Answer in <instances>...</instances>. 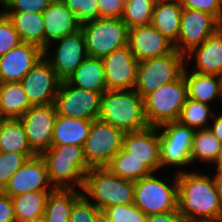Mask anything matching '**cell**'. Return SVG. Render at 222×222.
<instances>
[{
	"label": "cell",
	"instance_id": "11",
	"mask_svg": "<svg viewBox=\"0 0 222 222\" xmlns=\"http://www.w3.org/2000/svg\"><path fill=\"white\" fill-rule=\"evenodd\" d=\"M220 28L221 23L213 15L196 9L183 8L178 39L173 44L174 49L186 55Z\"/></svg>",
	"mask_w": 222,
	"mask_h": 222
},
{
	"label": "cell",
	"instance_id": "9",
	"mask_svg": "<svg viewBox=\"0 0 222 222\" xmlns=\"http://www.w3.org/2000/svg\"><path fill=\"white\" fill-rule=\"evenodd\" d=\"M124 132L110 123L94 119L89 135L83 144L87 164L92 167H106L114 155L122 149Z\"/></svg>",
	"mask_w": 222,
	"mask_h": 222
},
{
	"label": "cell",
	"instance_id": "17",
	"mask_svg": "<svg viewBox=\"0 0 222 222\" xmlns=\"http://www.w3.org/2000/svg\"><path fill=\"white\" fill-rule=\"evenodd\" d=\"M58 43L55 54L50 57L44 52L45 58L56 71L61 81L66 80L88 56L85 39L81 30L66 35L55 41Z\"/></svg>",
	"mask_w": 222,
	"mask_h": 222
},
{
	"label": "cell",
	"instance_id": "25",
	"mask_svg": "<svg viewBox=\"0 0 222 222\" xmlns=\"http://www.w3.org/2000/svg\"><path fill=\"white\" fill-rule=\"evenodd\" d=\"M66 81L75 87L102 94L107 90L102 59L87 56Z\"/></svg>",
	"mask_w": 222,
	"mask_h": 222
},
{
	"label": "cell",
	"instance_id": "38",
	"mask_svg": "<svg viewBox=\"0 0 222 222\" xmlns=\"http://www.w3.org/2000/svg\"><path fill=\"white\" fill-rule=\"evenodd\" d=\"M112 222H146L147 215L132 204L107 207L103 211Z\"/></svg>",
	"mask_w": 222,
	"mask_h": 222
},
{
	"label": "cell",
	"instance_id": "3",
	"mask_svg": "<svg viewBox=\"0 0 222 222\" xmlns=\"http://www.w3.org/2000/svg\"><path fill=\"white\" fill-rule=\"evenodd\" d=\"M99 119L124 133L149 127L144 112V99L134 89L104 91L101 94Z\"/></svg>",
	"mask_w": 222,
	"mask_h": 222
},
{
	"label": "cell",
	"instance_id": "4",
	"mask_svg": "<svg viewBox=\"0 0 222 222\" xmlns=\"http://www.w3.org/2000/svg\"><path fill=\"white\" fill-rule=\"evenodd\" d=\"M135 185L112 173L107 167H92L85 176L83 195L100 211L107 207L132 204ZM90 197V198H89Z\"/></svg>",
	"mask_w": 222,
	"mask_h": 222
},
{
	"label": "cell",
	"instance_id": "52",
	"mask_svg": "<svg viewBox=\"0 0 222 222\" xmlns=\"http://www.w3.org/2000/svg\"><path fill=\"white\" fill-rule=\"evenodd\" d=\"M216 222H222V217H220Z\"/></svg>",
	"mask_w": 222,
	"mask_h": 222
},
{
	"label": "cell",
	"instance_id": "45",
	"mask_svg": "<svg viewBox=\"0 0 222 222\" xmlns=\"http://www.w3.org/2000/svg\"><path fill=\"white\" fill-rule=\"evenodd\" d=\"M146 222H187L185 218L181 217L176 211L166 213H158L147 215Z\"/></svg>",
	"mask_w": 222,
	"mask_h": 222
},
{
	"label": "cell",
	"instance_id": "24",
	"mask_svg": "<svg viewBox=\"0 0 222 222\" xmlns=\"http://www.w3.org/2000/svg\"><path fill=\"white\" fill-rule=\"evenodd\" d=\"M185 67L183 75L187 84L188 98L210 105L213 100L222 99V77L218 75L188 73ZM219 98V99H218Z\"/></svg>",
	"mask_w": 222,
	"mask_h": 222
},
{
	"label": "cell",
	"instance_id": "14",
	"mask_svg": "<svg viewBox=\"0 0 222 222\" xmlns=\"http://www.w3.org/2000/svg\"><path fill=\"white\" fill-rule=\"evenodd\" d=\"M57 115L56 106L52 103L32 106L19 118L24 125L30 147L38 155L51 146Z\"/></svg>",
	"mask_w": 222,
	"mask_h": 222
},
{
	"label": "cell",
	"instance_id": "43",
	"mask_svg": "<svg viewBox=\"0 0 222 222\" xmlns=\"http://www.w3.org/2000/svg\"><path fill=\"white\" fill-rule=\"evenodd\" d=\"M127 0H97L100 18H121Z\"/></svg>",
	"mask_w": 222,
	"mask_h": 222
},
{
	"label": "cell",
	"instance_id": "13",
	"mask_svg": "<svg viewBox=\"0 0 222 222\" xmlns=\"http://www.w3.org/2000/svg\"><path fill=\"white\" fill-rule=\"evenodd\" d=\"M20 82L30 103L38 106L55 102L61 80L49 61L43 56Z\"/></svg>",
	"mask_w": 222,
	"mask_h": 222
},
{
	"label": "cell",
	"instance_id": "34",
	"mask_svg": "<svg viewBox=\"0 0 222 222\" xmlns=\"http://www.w3.org/2000/svg\"><path fill=\"white\" fill-rule=\"evenodd\" d=\"M157 0H127L121 19L128 29L149 25Z\"/></svg>",
	"mask_w": 222,
	"mask_h": 222
},
{
	"label": "cell",
	"instance_id": "44",
	"mask_svg": "<svg viewBox=\"0 0 222 222\" xmlns=\"http://www.w3.org/2000/svg\"><path fill=\"white\" fill-rule=\"evenodd\" d=\"M0 222H16L12 199L2 191H0Z\"/></svg>",
	"mask_w": 222,
	"mask_h": 222
},
{
	"label": "cell",
	"instance_id": "27",
	"mask_svg": "<svg viewBox=\"0 0 222 222\" xmlns=\"http://www.w3.org/2000/svg\"><path fill=\"white\" fill-rule=\"evenodd\" d=\"M12 21L22 42L31 43L44 50L45 26L42 13L3 12Z\"/></svg>",
	"mask_w": 222,
	"mask_h": 222
},
{
	"label": "cell",
	"instance_id": "50",
	"mask_svg": "<svg viewBox=\"0 0 222 222\" xmlns=\"http://www.w3.org/2000/svg\"><path fill=\"white\" fill-rule=\"evenodd\" d=\"M16 222H46V219L44 217V215L40 216V217H37V218H34V219H31V220H21V221H16Z\"/></svg>",
	"mask_w": 222,
	"mask_h": 222
},
{
	"label": "cell",
	"instance_id": "35",
	"mask_svg": "<svg viewBox=\"0 0 222 222\" xmlns=\"http://www.w3.org/2000/svg\"><path fill=\"white\" fill-rule=\"evenodd\" d=\"M210 114L212 112L208 104L187 98L177 121L194 130L207 129L209 128L207 124Z\"/></svg>",
	"mask_w": 222,
	"mask_h": 222
},
{
	"label": "cell",
	"instance_id": "33",
	"mask_svg": "<svg viewBox=\"0 0 222 222\" xmlns=\"http://www.w3.org/2000/svg\"><path fill=\"white\" fill-rule=\"evenodd\" d=\"M222 143L207 129L195 130L190 158L191 163L195 160L211 163L217 159Z\"/></svg>",
	"mask_w": 222,
	"mask_h": 222
},
{
	"label": "cell",
	"instance_id": "51",
	"mask_svg": "<svg viewBox=\"0 0 222 222\" xmlns=\"http://www.w3.org/2000/svg\"><path fill=\"white\" fill-rule=\"evenodd\" d=\"M8 0H0V4L2 5V7L5 5V3L7 2Z\"/></svg>",
	"mask_w": 222,
	"mask_h": 222
},
{
	"label": "cell",
	"instance_id": "16",
	"mask_svg": "<svg viewBox=\"0 0 222 222\" xmlns=\"http://www.w3.org/2000/svg\"><path fill=\"white\" fill-rule=\"evenodd\" d=\"M53 190L48 180L45 161L40 155H36L22 165L1 191L14 197L28 192H52Z\"/></svg>",
	"mask_w": 222,
	"mask_h": 222
},
{
	"label": "cell",
	"instance_id": "12",
	"mask_svg": "<svg viewBox=\"0 0 222 222\" xmlns=\"http://www.w3.org/2000/svg\"><path fill=\"white\" fill-rule=\"evenodd\" d=\"M164 128V129H163ZM161 167L185 166L191 163L190 152L195 130L178 121L168 122L158 127Z\"/></svg>",
	"mask_w": 222,
	"mask_h": 222
},
{
	"label": "cell",
	"instance_id": "21",
	"mask_svg": "<svg viewBox=\"0 0 222 222\" xmlns=\"http://www.w3.org/2000/svg\"><path fill=\"white\" fill-rule=\"evenodd\" d=\"M42 15L45 26L44 52H49L52 42L80 30L75 14L61 0H52Z\"/></svg>",
	"mask_w": 222,
	"mask_h": 222
},
{
	"label": "cell",
	"instance_id": "47",
	"mask_svg": "<svg viewBox=\"0 0 222 222\" xmlns=\"http://www.w3.org/2000/svg\"><path fill=\"white\" fill-rule=\"evenodd\" d=\"M214 163H216V170H217V172L215 173V176L217 178H222V145H221L218 157L214 161Z\"/></svg>",
	"mask_w": 222,
	"mask_h": 222
},
{
	"label": "cell",
	"instance_id": "46",
	"mask_svg": "<svg viewBox=\"0 0 222 222\" xmlns=\"http://www.w3.org/2000/svg\"><path fill=\"white\" fill-rule=\"evenodd\" d=\"M213 126L209 127L212 134L222 143V114L218 116L213 115Z\"/></svg>",
	"mask_w": 222,
	"mask_h": 222
},
{
	"label": "cell",
	"instance_id": "6",
	"mask_svg": "<svg viewBox=\"0 0 222 222\" xmlns=\"http://www.w3.org/2000/svg\"><path fill=\"white\" fill-rule=\"evenodd\" d=\"M186 55L174 49L161 57L140 61L137 67L135 91L144 98L161 85L179 79L185 69Z\"/></svg>",
	"mask_w": 222,
	"mask_h": 222
},
{
	"label": "cell",
	"instance_id": "26",
	"mask_svg": "<svg viewBox=\"0 0 222 222\" xmlns=\"http://www.w3.org/2000/svg\"><path fill=\"white\" fill-rule=\"evenodd\" d=\"M91 124V120L57 115L51 145H79L83 147L89 135Z\"/></svg>",
	"mask_w": 222,
	"mask_h": 222
},
{
	"label": "cell",
	"instance_id": "1",
	"mask_svg": "<svg viewBox=\"0 0 222 222\" xmlns=\"http://www.w3.org/2000/svg\"><path fill=\"white\" fill-rule=\"evenodd\" d=\"M194 171L177 172V210L187 222H216L221 217L218 178Z\"/></svg>",
	"mask_w": 222,
	"mask_h": 222
},
{
	"label": "cell",
	"instance_id": "18",
	"mask_svg": "<svg viewBox=\"0 0 222 222\" xmlns=\"http://www.w3.org/2000/svg\"><path fill=\"white\" fill-rule=\"evenodd\" d=\"M158 127L127 132L123 137L122 148L130 157L141 161L153 173L161 168L160 138Z\"/></svg>",
	"mask_w": 222,
	"mask_h": 222
},
{
	"label": "cell",
	"instance_id": "10",
	"mask_svg": "<svg viewBox=\"0 0 222 222\" xmlns=\"http://www.w3.org/2000/svg\"><path fill=\"white\" fill-rule=\"evenodd\" d=\"M101 94L61 81L55 98L57 114L68 118L91 120L99 118Z\"/></svg>",
	"mask_w": 222,
	"mask_h": 222
},
{
	"label": "cell",
	"instance_id": "8",
	"mask_svg": "<svg viewBox=\"0 0 222 222\" xmlns=\"http://www.w3.org/2000/svg\"><path fill=\"white\" fill-rule=\"evenodd\" d=\"M170 186L152 173L134 182L133 204L144 214H158L177 210L178 185L177 174Z\"/></svg>",
	"mask_w": 222,
	"mask_h": 222
},
{
	"label": "cell",
	"instance_id": "49",
	"mask_svg": "<svg viewBox=\"0 0 222 222\" xmlns=\"http://www.w3.org/2000/svg\"><path fill=\"white\" fill-rule=\"evenodd\" d=\"M218 190L220 197L221 217H222V178H218Z\"/></svg>",
	"mask_w": 222,
	"mask_h": 222
},
{
	"label": "cell",
	"instance_id": "30",
	"mask_svg": "<svg viewBox=\"0 0 222 222\" xmlns=\"http://www.w3.org/2000/svg\"><path fill=\"white\" fill-rule=\"evenodd\" d=\"M81 195L76 189H54L44 211L46 222H69L72 206Z\"/></svg>",
	"mask_w": 222,
	"mask_h": 222
},
{
	"label": "cell",
	"instance_id": "48",
	"mask_svg": "<svg viewBox=\"0 0 222 222\" xmlns=\"http://www.w3.org/2000/svg\"><path fill=\"white\" fill-rule=\"evenodd\" d=\"M95 222H112V221L103 211H100L96 216Z\"/></svg>",
	"mask_w": 222,
	"mask_h": 222
},
{
	"label": "cell",
	"instance_id": "41",
	"mask_svg": "<svg viewBox=\"0 0 222 222\" xmlns=\"http://www.w3.org/2000/svg\"><path fill=\"white\" fill-rule=\"evenodd\" d=\"M52 0H8L3 12H36L43 13Z\"/></svg>",
	"mask_w": 222,
	"mask_h": 222
},
{
	"label": "cell",
	"instance_id": "28",
	"mask_svg": "<svg viewBox=\"0 0 222 222\" xmlns=\"http://www.w3.org/2000/svg\"><path fill=\"white\" fill-rule=\"evenodd\" d=\"M32 106L21 82L0 83V119L20 118Z\"/></svg>",
	"mask_w": 222,
	"mask_h": 222
},
{
	"label": "cell",
	"instance_id": "19",
	"mask_svg": "<svg viewBox=\"0 0 222 222\" xmlns=\"http://www.w3.org/2000/svg\"><path fill=\"white\" fill-rule=\"evenodd\" d=\"M44 56L39 46L22 42L0 56V83L20 82Z\"/></svg>",
	"mask_w": 222,
	"mask_h": 222
},
{
	"label": "cell",
	"instance_id": "22",
	"mask_svg": "<svg viewBox=\"0 0 222 222\" xmlns=\"http://www.w3.org/2000/svg\"><path fill=\"white\" fill-rule=\"evenodd\" d=\"M186 59L196 56L194 72L222 77V28L208 37L201 45L186 54Z\"/></svg>",
	"mask_w": 222,
	"mask_h": 222
},
{
	"label": "cell",
	"instance_id": "39",
	"mask_svg": "<svg viewBox=\"0 0 222 222\" xmlns=\"http://www.w3.org/2000/svg\"><path fill=\"white\" fill-rule=\"evenodd\" d=\"M22 43L12 21L0 12V56Z\"/></svg>",
	"mask_w": 222,
	"mask_h": 222
},
{
	"label": "cell",
	"instance_id": "23",
	"mask_svg": "<svg viewBox=\"0 0 222 222\" xmlns=\"http://www.w3.org/2000/svg\"><path fill=\"white\" fill-rule=\"evenodd\" d=\"M183 7L179 0H157L151 25L173 44L178 39Z\"/></svg>",
	"mask_w": 222,
	"mask_h": 222
},
{
	"label": "cell",
	"instance_id": "2",
	"mask_svg": "<svg viewBox=\"0 0 222 222\" xmlns=\"http://www.w3.org/2000/svg\"><path fill=\"white\" fill-rule=\"evenodd\" d=\"M40 156L45 161L48 180L54 189H83L86 173L91 168L82 146L51 145Z\"/></svg>",
	"mask_w": 222,
	"mask_h": 222
},
{
	"label": "cell",
	"instance_id": "15",
	"mask_svg": "<svg viewBox=\"0 0 222 222\" xmlns=\"http://www.w3.org/2000/svg\"><path fill=\"white\" fill-rule=\"evenodd\" d=\"M102 61L107 90L135 89L139 61L128 45L114 50Z\"/></svg>",
	"mask_w": 222,
	"mask_h": 222
},
{
	"label": "cell",
	"instance_id": "7",
	"mask_svg": "<svg viewBox=\"0 0 222 222\" xmlns=\"http://www.w3.org/2000/svg\"><path fill=\"white\" fill-rule=\"evenodd\" d=\"M88 56L104 58L128 45V27L121 18H99L80 25Z\"/></svg>",
	"mask_w": 222,
	"mask_h": 222
},
{
	"label": "cell",
	"instance_id": "42",
	"mask_svg": "<svg viewBox=\"0 0 222 222\" xmlns=\"http://www.w3.org/2000/svg\"><path fill=\"white\" fill-rule=\"evenodd\" d=\"M183 8L196 9L213 15L222 24V3L220 0H179Z\"/></svg>",
	"mask_w": 222,
	"mask_h": 222
},
{
	"label": "cell",
	"instance_id": "36",
	"mask_svg": "<svg viewBox=\"0 0 222 222\" xmlns=\"http://www.w3.org/2000/svg\"><path fill=\"white\" fill-rule=\"evenodd\" d=\"M37 153L0 152V191L22 165Z\"/></svg>",
	"mask_w": 222,
	"mask_h": 222
},
{
	"label": "cell",
	"instance_id": "20",
	"mask_svg": "<svg viewBox=\"0 0 222 222\" xmlns=\"http://www.w3.org/2000/svg\"><path fill=\"white\" fill-rule=\"evenodd\" d=\"M128 46L139 62L164 56L174 50L173 43L151 24L128 29Z\"/></svg>",
	"mask_w": 222,
	"mask_h": 222
},
{
	"label": "cell",
	"instance_id": "5",
	"mask_svg": "<svg viewBox=\"0 0 222 222\" xmlns=\"http://www.w3.org/2000/svg\"><path fill=\"white\" fill-rule=\"evenodd\" d=\"M187 98L184 75L146 95L143 98L144 112L149 126L159 127L165 123L177 121Z\"/></svg>",
	"mask_w": 222,
	"mask_h": 222
},
{
	"label": "cell",
	"instance_id": "29",
	"mask_svg": "<svg viewBox=\"0 0 222 222\" xmlns=\"http://www.w3.org/2000/svg\"><path fill=\"white\" fill-rule=\"evenodd\" d=\"M0 152L36 153L19 118L0 119Z\"/></svg>",
	"mask_w": 222,
	"mask_h": 222
},
{
	"label": "cell",
	"instance_id": "37",
	"mask_svg": "<svg viewBox=\"0 0 222 222\" xmlns=\"http://www.w3.org/2000/svg\"><path fill=\"white\" fill-rule=\"evenodd\" d=\"M76 16L80 25L100 18L97 0H61Z\"/></svg>",
	"mask_w": 222,
	"mask_h": 222
},
{
	"label": "cell",
	"instance_id": "32",
	"mask_svg": "<svg viewBox=\"0 0 222 222\" xmlns=\"http://www.w3.org/2000/svg\"><path fill=\"white\" fill-rule=\"evenodd\" d=\"M51 192H28L11 197L16 221L31 220L44 215L48 196Z\"/></svg>",
	"mask_w": 222,
	"mask_h": 222
},
{
	"label": "cell",
	"instance_id": "40",
	"mask_svg": "<svg viewBox=\"0 0 222 222\" xmlns=\"http://www.w3.org/2000/svg\"><path fill=\"white\" fill-rule=\"evenodd\" d=\"M100 210L83 194L74 202L69 222H95Z\"/></svg>",
	"mask_w": 222,
	"mask_h": 222
},
{
	"label": "cell",
	"instance_id": "31",
	"mask_svg": "<svg viewBox=\"0 0 222 222\" xmlns=\"http://www.w3.org/2000/svg\"><path fill=\"white\" fill-rule=\"evenodd\" d=\"M106 167L120 178L133 182L153 173L141 161L130 157L123 148L114 155Z\"/></svg>",
	"mask_w": 222,
	"mask_h": 222
}]
</instances>
